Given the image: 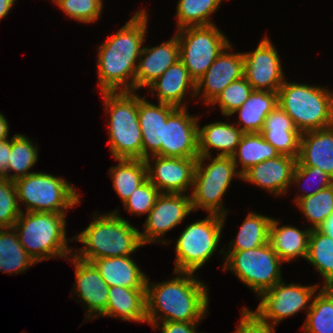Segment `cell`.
Instances as JSON below:
<instances>
[{
    "instance_id": "cell-1",
    "label": "cell",
    "mask_w": 333,
    "mask_h": 333,
    "mask_svg": "<svg viewBox=\"0 0 333 333\" xmlns=\"http://www.w3.org/2000/svg\"><path fill=\"white\" fill-rule=\"evenodd\" d=\"M146 9L133 14L129 21L98 47L97 77L100 93L134 91V76L148 31Z\"/></svg>"
},
{
    "instance_id": "cell-2",
    "label": "cell",
    "mask_w": 333,
    "mask_h": 333,
    "mask_svg": "<svg viewBox=\"0 0 333 333\" xmlns=\"http://www.w3.org/2000/svg\"><path fill=\"white\" fill-rule=\"evenodd\" d=\"M173 274L176 277L159 283H151L147 278L146 317L151 326L163 321L201 322L206 318L207 284L193 272L174 271Z\"/></svg>"
},
{
    "instance_id": "cell-3",
    "label": "cell",
    "mask_w": 333,
    "mask_h": 333,
    "mask_svg": "<svg viewBox=\"0 0 333 333\" xmlns=\"http://www.w3.org/2000/svg\"><path fill=\"white\" fill-rule=\"evenodd\" d=\"M92 218L88 227L73 237L84 244L73 251L79 259L92 262L99 258L129 256L143 246L140 230L125 220L117 209L107 214L98 215L97 212Z\"/></svg>"
},
{
    "instance_id": "cell-4",
    "label": "cell",
    "mask_w": 333,
    "mask_h": 333,
    "mask_svg": "<svg viewBox=\"0 0 333 333\" xmlns=\"http://www.w3.org/2000/svg\"><path fill=\"white\" fill-rule=\"evenodd\" d=\"M66 214L55 212H21L13 228L19 242L38 264L54 258L69 260L73 248L68 246Z\"/></svg>"
},
{
    "instance_id": "cell-5",
    "label": "cell",
    "mask_w": 333,
    "mask_h": 333,
    "mask_svg": "<svg viewBox=\"0 0 333 333\" xmlns=\"http://www.w3.org/2000/svg\"><path fill=\"white\" fill-rule=\"evenodd\" d=\"M106 114L109 116L110 154L117 159H142L143 141L138 118L136 91L102 92ZM110 113V114H109Z\"/></svg>"
},
{
    "instance_id": "cell-6",
    "label": "cell",
    "mask_w": 333,
    "mask_h": 333,
    "mask_svg": "<svg viewBox=\"0 0 333 333\" xmlns=\"http://www.w3.org/2000/svg\"><path fill=\"white\" fill-rule=\"evenodd\" d=\"M278 104L300 133L333 126V91L326 87L285 80L278 90Z\"/></svg>"
},
{
    "instance_id": "cell-7",
    "label": "cell",
    "mask_w": 333,
    "mask_h": 333,
    "mask_svg": "<svg viewBox=\"0 0 333 333\" xmlns=\"http://www.w3.org/2000/svg\"><path fill=\"white\" fill-rule=\"evenodd\" d=\"M207 160L211 162L205 164ZM233 178L242 177L231 156H199L190 193L193 212L202 208L209 214L227 216L229 209L221 202Z\"/></svg>"
},
{
    "instance_id": "cell-8",
    "label": "cell",
    "mask_w": 333,
    "mask_h": 333,
    "mask_svg": "<svg viewBox=\"0 0 333 333\" xmlns=\"http://www.w3.org/2000/svg\"><path fill=\"white\" fill-rule=\"evenodd\" d=\"M18 202L25 212L66 213L80 203V194L70 182L45 172H34L14 181Z\"/></svg>"
},
{
    "instance_id": "cell-9",
    "label": "cell",
    "mask_w": 333,
    "mask_h": 333,
    "mask_svg": "<svg viewBox=\"0 0 333 333\" xmlns=\"http://www.w3.org/2000/svg\"><path fill=\"white\" fill-rule=\"evenodd\" d=\"M223 255V270L232 271L257 297L283 280L281 264L284 262L269 242L249 250L223 251Z\"/></svg>"
},
{
    "instance_id": "cell-10",
    "label": "cell",
    "mask_w": 333,
    "mask_h": 333,
    "mask_svg": "<svg viewBox=\"0 0 333 333\" xmlns=\"http://www.w3.org/2000/svg\"><path fill=\"white\" fill-rule=\"evenodd\" d=\"M225 220L226 216L208 214L188 224L176 240L174 271L195 273L206 264L218 248Z\"/></svg>"
},
{
    "instance_id": "cell-11",
    "label": "cell",
    "mask_w": 333,
    "mask_h": 333,
    "mask_svg": "<svg viewBox=\"0 0 333 333\" xmlns=\"http://www.w3.org/2000/svg\"><path fill=\"white\" fill-rule=\"evenodd\" d=\"M176 32L180 60L195 82L231 42L215 24L184 27Z\"/></svg>"
},
{
    "instance_id": "cell-12",
    "label": "cell",
    "mask_w": 333,
    "mask_h": 333,
    "mask_svg": "<svg viewBox=\"0 0 333 333\" xmlns=\"http://www.w3.org/2000/svg\"><path fill=\"white\" fill-rule=\"evenodd\" d=\"M319 288V284L303 286L293 282L286 285L281 280L258 296L260 303L252 312L261 321L276 326L283 319H287L301 310L307 313Z\"/></svg>"
},
{
    "instance_id": "cell-13",
    "label": "cell",
    "mask_w": 333,
    "mask_h": 333,
    "mask_svg": "<svg viewBox=\"0 0 333 333\" xmlns=\"http://www.w3.org/2000/svg\"><path fill=\"white\" fill-rule=\"evenodd\" d=\"M192 212L190 194L160 193L143 224L144 232H140L143 246L148 243L164 245L171 243V241L163 240V236L183 222Z\"/></svg>"
},
{
    "instance_id": "cell-14",
    "label": "cell",
    "mask_w": 333,
    "mask_h": 333,
    "mask_svg": "<svg viewBox=\"0 0 333 333\" xmlns=\"http://www.w3.org/2000/svg\"><path fill=\"white\" fill-rule=\"evenodd\" d=\"M244 77L253 90L278 92L285 81L279 53L267 35L254 51L244 52Z\"/></svg>"
},
{
    "instance_id": "cell-15",
    "label": "cell",
    "mask_w": 333,
    "mask_h": 333,
    "mask_svg": "<svg viewBox=\"0 0 333 333\" xmlns=\"http://www.w3.org/2000/svg\"><path fill=\"white\" fill-rule=\"evenodd\" d=\"M196 161L191 158L149 156L145 159L148 180L160 193L186 194L193 187Z\"/></svg>"
},
{
    "instance_id": "cell-16",
    "label": "cell",
    "mask_w": 333,
    "mask_h": 333,
    "mask_svg": "<svg viewBox=\"0 0 333 333\" xmlns=\"http://www.w3.org/2000/svg\"><path fill=\"white\" fill-rule=\"evenodd\" d=\"M188 108H176L164 124V157L198 159L199 116L189 114Z\"/></svg>"
},
{
    "instance_id": "cell-17",
    "label": "cell",
    "mask_w": 333,
    "mask_h": 333,
    "mask_svg": "<svg viewBox=\"0 0 333 333\" xmlns=\"http://www.w3.org/2000/svg\"><path fill=\"white\" fill-rule=\"evenodd\" d=\"M231 42L214 60L205 74L196 82V97H201L207 106L231 82L244 76V58L242 52H232ZM203 94H201V93ZM203 98V99H202Z\"/></svg>"
},
{
    "instance_id": "cell-18",
    "label": "cell",
    "mask_w": 333,
    "mask_h": 333,
    "mask_svg": "<svg viewBox=\"0 0 333 333\" xmlns=\"http://www.w3.org/2000/svg\"><path fill=\"white\" fill-rule=\"evenodd\" d=\"M75 268L76 282L72 290L86 308L87 315L83 321L100 318L105 312L108 302L109 286L101 277L92 262H88L71 255L70 258ZM76 290V291H75ZM88 310V311H87Z\"/></svg>"
},
{
    "instance_id": "cell-19",
    "label": "cell",
    "mask_w": 333,
    "mask_h": 333,
    "mask_svg": "<svg viewBox=\"0 0 333 333\" xmlns=\"http://www.w3.org/2000/svg\"><path fill=\"white\" fill-rule=\"evenodd\" d=\"M296 163L297 158L280 154L276 158L255 164L241 176V180L278 197L291 188Z\"/></svg>"
},
{
    "instance_id": "cell-20",
    "label": "cell",
    "mask_w": 333,
    "mask_h": 333,
    "mask_svg": "<svg viewBox=\"0 0 333 333\" xmlns=\"http://www.w3.org/2000/svg\"><path fill=\"white\" fill-rule=\"evenodd\" d=\"M176 107L149 102L138 94V118L142 131L143 160L149 156L164 157V124Z\"/></svg>"
},
{
    "instance_id": "cell-21",
    "label": "cell",
    "mask_w": 333,
    "mask_h": 333,
    "mask_svg": "<svg viewBox=\"0 0 333 333\" xmlns=\"http://www.w3.org/2000/svg\"><path fill=\"white\" fill-rule=\"evenodd\" d=\"M180 60L176 34L155 47L143 46L134 76V91L148 88L171 65Z\"/></svg>"
},
{
    "instance_id": "cell-22",
    "label": "cell",
    "mask_w": 333,
    "mask_h": 333,
    "mask_svg": "<svg viewBox=\"0 0 333 333\" xmlns=\"http://www.w3.org/2000/svg\"><path fill=\"white\" fill-rule=\"evenodd\" d=\"M148 87L152 95L157 97L158 102L169 104L176 108H188L185 96L189 90L192 91L191 98L196 96V82L190 76L181 60L171 65Z\"/></svg>"
},
{
    "instance_id": "cell-23",
    "label": "cell",
    "mask_w": 333,
    "mask_h": 333,
    "mask_svg": "<svg viewBox=\"0 0 333 333\" xmlns=\"http://www.w3.org/2000/svg\"><path fill=\"white\" fill-rule=\"evenodd\" d=\"M296 166L318 167L333 178V126L301 133Z\"/></svg>"
},
{
    "instance_id": "cell-24",
    "label": "cell",
    "mask_w": 333,
    "mask_h": 333,
    "mask_svg": "<svg viewBox=\"0 0 333 333\" xmlns=\"http://www.w3.org/2000/svg\"><path fill=\"white\" fill-rule=\"evenodd\" d=\"M260 133L264 140L269 142L279 154L289 155L298 159L301 133L279 104L265 118Z\"/></svg>"
},
{
    "instance_id": "cell-25",
    "label": "cell",
    "mask_w": 333,
    "mask_h": 333,
    "mask_svg": "<svg viewBox=\"0 0 333 333\" xmlns=\"http://www.w3.org/2000/svg\"><path fill=\"white\" fill-rule=\"evenodd\" d=\"M100 317L147 323L146 288L109 287L107 307Z\"/></svg>"
},
{
    "instance_id": "cell-26",
    "label": "cell",
    "mask_w": 333,
    "mask_h": 333,
    "mask_svg": "<svg viewBox=\"0 0 333 333\" xmlns=\"http://www.w3.org/2000/svg\"><path fill=\"white\" fill-rule=\"evenodd\" d=\"M92 263L109 287L146 288L147 276L131 255L99 258Z\"/></svg>"
},
{
    "instance_id": "cell-27",
    "label": "cell",
    "mask_w": 333,
    "mask_h": 333,
    "mask_svg": "<svg viewBox=\"0 0 333 333\" xmlns=\"http://www.w3.org/2000/svg\"><path fill=\"white\" fill-rule=\"evenodd\" d=\"M273 218L269 228V243L278 257L284 262L302 257L306 261L311 230H300L293 225H282Z\"/></svg>"
},
{
    "instance_id": "cell-28",
    "label": "cell",
    "mask_w": 333,
    "mask_h": 333,
    "mask_svg": "<svg viewBox=\"0 0 333 333\" xmlns=\"http://www.w3.org/2000/svg\"><path fill=\"white\" fill-rule=\"evenodd\" d=\"M243 133L237 125L221 121L198 125L199 156H211V149L217 156H232Z\"/></svg>"
},
{
    "instance_id": "cell-29",
    "label": "cell",
    "mask_w": 333,
    "mask_h": 333,
    "mask_svg": "<svg viewBox=\"0 0 333 333\" xmlns=\"http://www.w3.org/2000/svg\"><path fill=\"white\" fill-rule=\"evenodd\" d=\"M278 106V92L253 90L242 106L233 112L239 114L237 125L244 133L261 132L265 118Z\"/></svg>"
},
{
    "instance_id": "cell-30",
    "label": "cell",
    "mask_w": 333,
    "mask_h": 333,
    "mask_svg": "<svg viewBox=\"0 0 333 333\" xmlns=\"http://www.w3.org/2000/svg\"><path fill=\"white\" fill-rule=\"evenodd\" d=\"M279 155L278 151L269 142L264 140L260 132H251L243 133L231 157L235 163L236 169L241 166L238 172L242 176L255 164L276 158Z\"/></svg>"
},
{
    "instance_id": "cell-31",
    "label": "cell",
    "mask_w": 333,
    "mask_h": 333,
    "mask_svg": "<svg viewBox=\"0 0 333 333\" xmlns=\"http://www.w3.org/2000/svg\"><path fill=\"white\" fill-rule=\"evenodd\" d=\"M118 163L110 167L109 176L112 179L113 189L122 200V204L147 177V165L142 159H117Z\"/></svg>"
},
{
    "instance_id": "cell-32",
    "label": "cell",
    "mask_w": 333,
    "mask_h": 333,
    "mask_svg": "<svg viewBox=\"0 0 333 333\" xmlns=\"http://www.w3.org/2000/svg\"><path fill=\"white\" fill-rule=\"evenodd\" d=\"M273 218L249 212L239 227V232L234 239H231L228 248H221L220 254L224 251H242L254 249L269 242V228Z\"/></svg>"
},
{
    "instance_id": "cell-33",
    "label": "cell",
    "mask_w": 333,
    "mask_h": 333,
    "mask_svg": "<svg viewBox=\"0 0 333 333\" xmlns=\"http://www.w3.org/2000/svg\"><path fill=\"white\" fill-rule=\"evenodd\" d=\"M36 261L19 242L13 227L0 229V272L13 275L25 273Z\"/></svg>"
},
{
    "instance_id": "cell-34",
    "label": "cell",
    "mask_w": 333,
    "mask_h": 333,
    "mask_svg": "<svg viewBox=\"0 0 333 333\" xmlns=\"http://www.w3.org/2000/svg\"><path fill=\"white\" fill-rule=\"evenodd\" d=\"M38 145L23 134H15L12 137V146L7 167V179L16 181L19 178L26 177L29 170L38 162ZM15 172L10 175L9 172Z\"/></svg>"
},
{
    "instance_id": "cell-35",
    "label": "cell",
    "mask_w": 333,
    "mask_h": 333,
    "mask_svg": "<svg viewBox=\"0 0 333 333\" xmlns=\"http://www.w3.org/2000/svg\"><path fill=\"white\" fill-rule=\"evenodd\" d=\"M223 0H178L176 7L177 28L215 24L211 15L220 8Z\"/></svg>"
},
{
    "instance_id": "cell-36",
    "label": "cell",
    "mask_w": 333,
    "mask_h": 333,
    "mask_svg": "<svg viewBox=\"0 0 333 333\" xmlns=\"http://www.w3.org/2000/svg\"><path fill=\"white\" fill-rule=\"evenodd\" d=\"M306 260L315 267L325 284L333 277V238L311 230Z\"/></svg>"
},
{
    "instance_id": "cell-37",
    "label": "cell",
    "mask_w": 333,
    "mask_h": 333,
    "mask_svg": "<svg viewBox=\"0 0 333 333\" xmlns=\"http://www.w3.org/2000/svg\"><path fill=\"white\" fill-rule=\"evenodd\" d=\"M304 333H333V297L320 288L302 326Z\"/></svg>"
},
{
    "instance_id": "cell-38",
    "label": "cell",
    "mask_w": 333,
    "mask_h": 333,
    "mask_svg": "<svg viewBox=\"0 0 333 333\" xmlns=\"http://www.w3.org/2000/svg\"><path fill=\"white\" fill-rule=\"evenodd\" d=\"M295 204L311 223L310 230L318 229L333 213V184L314 195L300 198Z\"/></svg>"
},
{
    "instance_id": "cell-39",
    "label": "cell",
    "mask_w": 333,
    "mask_h": 333,
    "mask_svg": "<svg viewBox=\"0 0 333 333\" xmlns=\"http://www.w3.org/2000/svg\"><path fill=\"white\" fill-rule=\"evenodd\" d=\"M253 88L243 76L241 79L231 82L217 97L209 104H217L224 117H232L233 112L239 109L249 98Z\"/></svg>"
},
{
    "instance_id": "cell-40",
    "label": "cell",
    "mask_w": 333,
    "mask_h": 333,
    "mask_svg": "<svg viewBox=\"0 0 333 333\" xmlns=\"http://www.w3.org/2000/svg\"><path fill=\"white\" fill-rule=\"evenodd\" d=\"M23 210L18 202L14 181L0 177V229L13 227Z\"/></svg>"
},
{
    "instance_id": "cell-41",
    "label": "cell",
    "mask_w": 333,
    "mask_h": 333,
    "mask_svg": "<svg viewBox=\"0 0 333 333\" xmlns=\"http://www.w3.org/2000/svg\"><path fill=\"white\" fill-rule=\"evenodd\" d=\"M104 0H56L54 4L71 19L82 23H92L99 19Z\"/></svg>"
},
{
    "instance_id": "cell-42",
    "label": "cell",
    "mask_w": 333,
    "mask_h": 333,
    "mask_svg": "<svg viewBox=\"0 0 333 333\" xmlns=\"http://www.w3.org/2000/svg\"><path fill=\"white\" fill-rule=\"evenodd\" d=\"M308 180V181H307ZM312 180V181H311ZM306 181L310 183H316L315 186L312 185V188L303 190L302 195H296L294 199V203H296L300 198H304L307 196L314 195L318 193L319 191L329 187L330 185L333 184V178L319 169L318 167H308V166H295L294 172H293V177H292V182L291 185L297 184V188L300 183L304 182V186L306 184ZM308 184V183H307ZM303 185V184H302ZM309 187V184L307 185ZM306 187V186H305ZM311 187V186H310ZM313 190V191H311Z\"/></svg>"
},
{
    "instance_id": "cell-43",
    "label": "cell",
    "mask_w": 333,
    "mask_h": 333,
    "mask_svg": "<svg viewBox=\"0 0 333 333\" xmlns=\"http://www.w3.org/2000/svg\"><path fill=\"white\" fill-rule=\"evenodd\" d=\"M159 190L147 179L130 197L123 203L125 210L134 216L144 215L150 212L155 205Z\"/></svg>"
},
{
    "instance_id": "cell-44",
    "label": "cell",
    "mask_w": 333,
    "mask_h": 333,
    "mask_svg": "<svg viewBox=\"0 0 333 333\" xmlns=\"http://www.w3.org/2000/svg\"><path fill=\"white\" fill-rule=\"evenodd\" d=\"M276 326L261 321L248 307L241 309V318L234 333H275Z\"/></svg>"
},
{
    "instance_id": "cell-45",
    "label": "cell",
    "mask_w": 333,
    "mask_h": 333,
    "mask_svg": "<svg viewBox=\"0 0 333 333\" xmlns=\"http://www.w3.org/2000/svg\"><path fill=\"white\" fill-rule=\"evenodd\" d=\"M162 326H161V324ZM201 322H174V321H163L157 322L152 325L156 330L159 329L161 333H198L197 327ZM161 326V327H160ZM160 327V328H159ZM203 333V332H201Z\"/></svg>"
},
{
    "instance_id": "cell-46",
    "label": "cell",
    "mask_w": 333,
    "mask_h": 333,
    "mask_svg": "<svg viewBox=\"0 0 333 333\" xmlns=\"http://www.w3.org/2000/svg\"><path fill=\"white\" fill-rule=\"evenodd\" d=\"M12 146V138L0 141V177L7 179V167Z\"/></svg>"
},
{
    "instance_id": "cell-47",
    "label": "cell",
    "mask_w": 333,
    "mask_h": 333,
    "mask_svg": "<svg viewBox=\"0 0 333 333\" xmlns=\"http://www.w3.org/2000/svg\"><path fill=\"white\" fill-rule=\"evenodd\" d=\"M317 230L333 238V213L322 222Z\"/></svg>"
},
{
    "instance_id": "cell-48",
    "label": "cell",
    "mask_w": 333,
    "mask_h": 333,
    "mask_svg": "<svg viewBox=\"0 0 333 333\" xmlns=\"http://www.w3.org/2000/svg\"><path fill=\"white\" fill-rule=\"evenodd\" d=\"M16 0H0V20L12 10Z\"/></svg>"
},
{
    "instance_id": "cell-49",
    "label": "cell",
    "mask_w": 333,
    "mask_h": 333,
    "mask_svg": "<svg viewBox=\"0 0 333 333\" xmlns=\"http://www.w3.org/2000/svg\"><path fill=\"white\" fill-rule=\"evenodd\" d=\"M9 136L8 121L3 114L0 113V141H4Z\"/></svg>"
},
{
    "instance_id": "cell-50",
    "label": "cell",
    "mask_w": 333,
    "mask_h": 333,
    "mask_svg": "<svg viewBox=\"0 0 333 333\" xmlns=\"http://www.w3.org/2000/svg\"><path fill=\"white\" fill-rule=\"evenodd\" d=\"M331 297H333V277L330 278L324 285L321 286Z\"/></svg>"
}]
</instances>
